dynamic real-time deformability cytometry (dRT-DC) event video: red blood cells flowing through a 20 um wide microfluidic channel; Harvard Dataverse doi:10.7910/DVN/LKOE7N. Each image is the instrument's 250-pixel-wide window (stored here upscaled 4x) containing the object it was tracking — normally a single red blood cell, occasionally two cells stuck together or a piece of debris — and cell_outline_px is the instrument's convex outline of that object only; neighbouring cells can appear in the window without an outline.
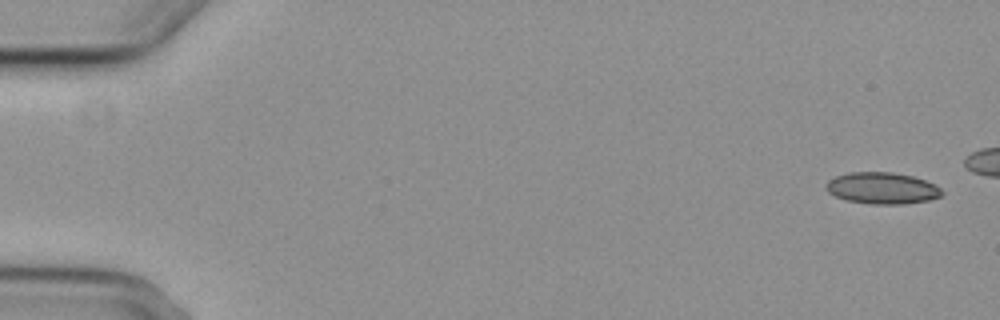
{"species": "common noctule bat (a hibernating species)", "species_latin": "Nyctalus noctula", "temperature_condition": "cold", "stored_images_in_passage": 7, "camera_frame_rate_fps": 3000, "um_per_image_px": 0.085, "animal": {"sex": "female", "body_mass_g": 29.2, "forearm_length_mm": 56.3}, "frame": {"image": 1, "passage_image": 1, "time_ms": 0.0, "image_size_px": [1000, 320], "cell_outline_px": [[944, 192], [940, 196], [928, 200], [904, 204], [872, 204], [848, 200], [836, 196], [828, 192], [824, 188], [828, 180], [836, 176], [852, 172], [892, 172], [912, 176], [924, 180], [940, 188]], "centroid_in_image_um": [74.96, 15.99], "position_along_channel_um": 10.0, "area_um2": 21.1}}
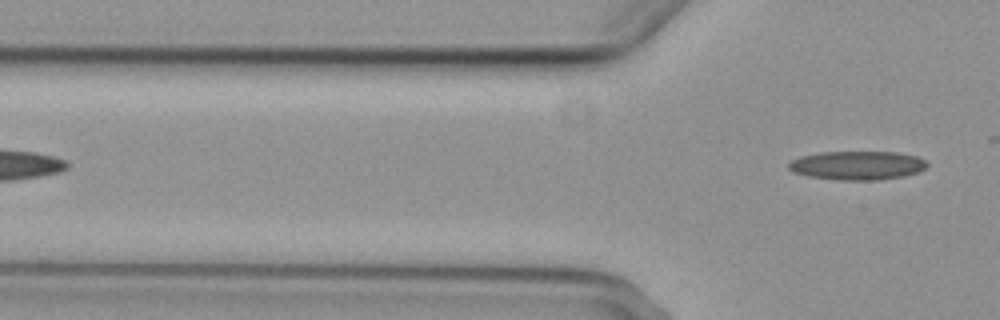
{"frame": {"image": 2, "passage_image": 7, "time_ms": 7.0, "image_size_px": [1000, 320], "cell_outline_px": [[928, 164], [924, 168], [916, 172], [900, 176], [876, 180], [840, 180], [808, 176], [792, 172], [788, 168], [788, 164], [792, 160], [800, 156], [820, 152], [896, 152], [916, 156], [924, 160]], "centroid_in_image_um": [72.81, 14.05], "position_along_channel_um": 53.0, "area_um2": 23.0}}